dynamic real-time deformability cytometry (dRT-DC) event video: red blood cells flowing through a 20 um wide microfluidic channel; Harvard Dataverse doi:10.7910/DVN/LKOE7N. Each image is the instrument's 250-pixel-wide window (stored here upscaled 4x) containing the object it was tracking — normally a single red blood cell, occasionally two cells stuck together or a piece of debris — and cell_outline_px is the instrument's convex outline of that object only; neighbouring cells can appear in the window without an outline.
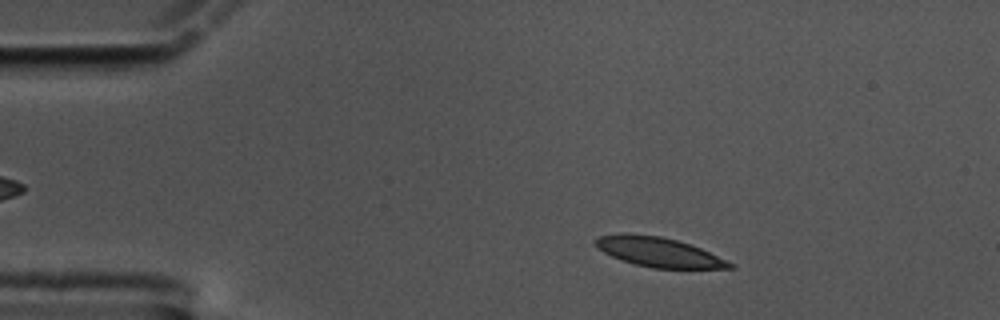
{"species": "common noctule bat (a hibernating species)", "species_latin": "Nyctalus noctula", "temperature_condition": "cold", "stored_images_in_passage": 57, "camera_frame_rate_fps": 3000, "um_per_image_px": 0.085, "animal": {"sex": "male", "body_mass_g": 17.5, "forearm_length_mm": 52.3}, "frame": {"image": 1, "passage_image": 7, "time_ms": 2.0, "image_size_px": [1000, 320], "cell_outline_px": [[736, 268], [652, 268], [636, 264], [612, 256], [596, 248], [592, 240], [600, 236], [624, 232], [660, 236], [692, 244], [736, 264]], "centroid_in_image_um": [55.99, 21.41], "position_along_channel_um": 29.0, "area_um2": 23.24}}
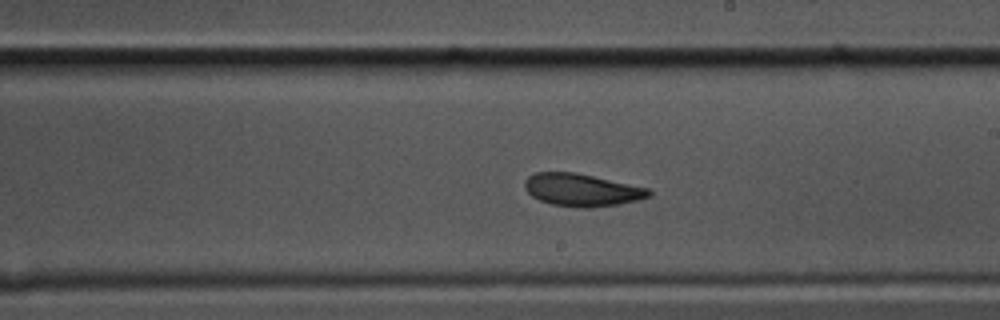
{"frame": {"image": 2, "passage_image": 31, "time_ms": 10.0, "image_size_px": [1000, 320], "cell_outline_px": [[652, 196], [620, 204], [592, 208], [576, 208], [552, 204], [540, 200], [532, 196], [524, 188], [524, 180], [528, 176], [536, 172], [576, 172], [648, 188], [652, 192]], "centroid_in_image_um": [49.44, 16.15], "position_along_channel_um": 239.6, "area_um2": 23.7}}
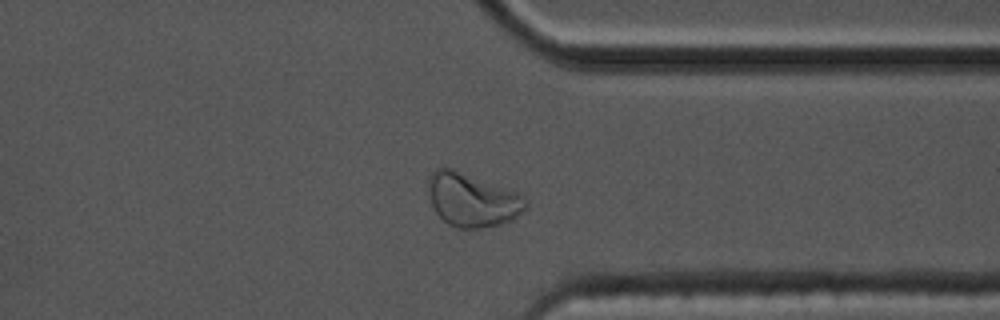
{"frame": {"image": 3, "passage_image": 43, "time_ms": 14.0, "image_size_px": [1000, 320], "cell_outline_px": [[528, 208], [512, 220], [500, 224], [480, 228], [456, 228], [448, 224], [436, 212], [432, 204], [428, 192], [428, 176], [436, 168], [452, 168], [516, 192], [524, 196], [528, 200]], "centroid_in_image_um": [40.15, 17.0], "position_along_channel_um": 371.3, "area_um2": 30.35}, "authors_computed_cell_mechanics": {"area_um2": 23.8714, "velocity_mm_per_s": 3.3307, "shape_relaxation_time_tau1_ms": 5.7243, "shape_relaxation_time_tau2_ms": 1.4529, "deformation_change_tau1": 0.1309, "deformation_change_tau2": 0.0637}}